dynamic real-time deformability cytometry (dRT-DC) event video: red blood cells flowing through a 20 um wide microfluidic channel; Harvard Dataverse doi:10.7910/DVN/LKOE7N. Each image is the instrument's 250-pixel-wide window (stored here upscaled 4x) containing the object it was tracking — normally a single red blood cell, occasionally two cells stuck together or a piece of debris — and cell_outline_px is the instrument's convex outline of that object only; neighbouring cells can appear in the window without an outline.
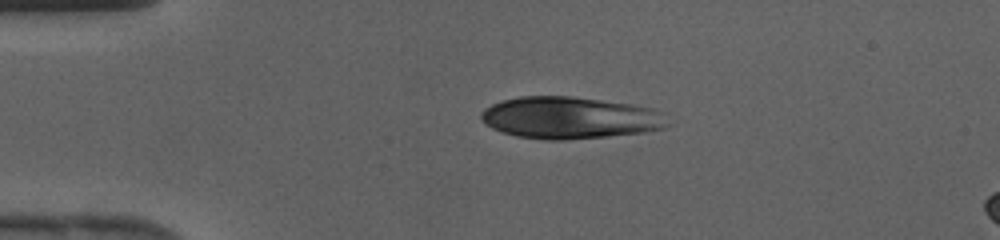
{"species": "human", "species_latin": "Homo sapiens", "temperature_condition": "cold", "stored_images_in_passage": 34, "camera_frame_rate_fps": 3000, "um_per_image_px": 0.085, "donor": {"sex": "female"}, "frame": {"image": 1, "passage_image": 1, "time_ms": 0.0, "image_size_px": [1000, 240], "cell_outline_px": [[668, 124], [664, 128], [644, 132], [608, 136], [564, 140], [548, 140], [516, 136], [492, 128], [484, 124], [480, 120], [480, 112], [484, 108], [492, 104], [504, 100], [520, 96], [572, 96], [628, 104], [652, 108], [668, 112]], "centroid_in_image_um": [48.45, 10.01], "position_along_channel_um": 36.5, "area_um2": 45.84}}
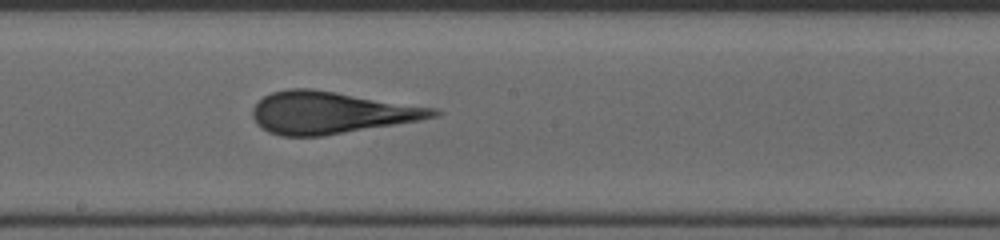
{"frame": {"image": 2, "passage_image": 15, "time_ms": 4.667, "image_size_px": [1000, 240], "cell_outline_px": [[440, 112], [436, 116], [420, 120], [320, 136], [280, 136], [268, 132], [256, 124], [252, 116], [252, 108], [264, 96], [272, 92], [288, 88], [312, 88], [436, 108]], "centroid_in_image_um": [28.07, 9.57], "position_along_channel_um": 220.1, "area_um2": 43.99}}
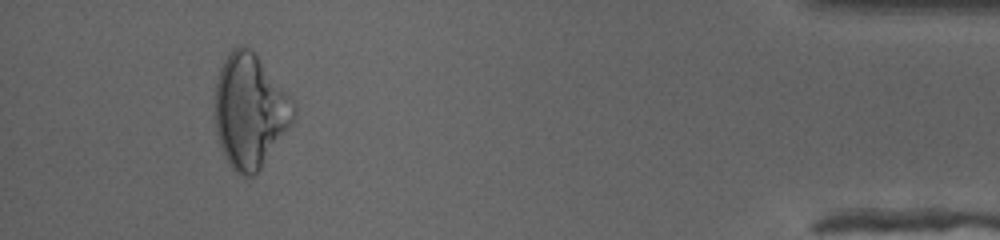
{"frame": {"image": 3, "passage_image": 31, "time_ms": 10.0, "image_size_px": [1000, 240], "cell_outline_px": [[296, 116], [292, 124], [260, 168], [252, 176], [244, 176], [236, 172], [228, 164], [224, 156], [216, 132], [216, 80], [220, 68], [224, 60], [232, 48], [236, 44], [244, 44], [252, 48], [296, 104]], "centroid_in_image_um": [21.26, 9.39], "position_along_channel_um": 413.9, "area_um2": 52.25}}